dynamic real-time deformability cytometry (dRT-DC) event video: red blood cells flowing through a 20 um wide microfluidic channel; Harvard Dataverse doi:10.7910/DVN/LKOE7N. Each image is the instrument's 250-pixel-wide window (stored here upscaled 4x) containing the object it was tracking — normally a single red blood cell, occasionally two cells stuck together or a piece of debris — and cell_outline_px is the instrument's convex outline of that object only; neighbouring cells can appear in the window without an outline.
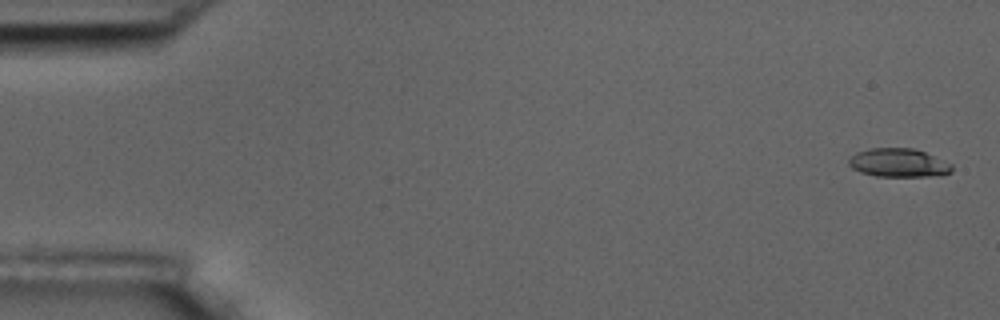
{"species": "common noctule bat (a hibernating species)", "species_latin": "Nyctalus noctula", "temperature_condition": "room temperature", "stored_images_in_passage": 15, "camera_frame_rate_fps": 3000, "um_per_image_px": 0.085, "animal": {"sex": "male", "body_mass_g": 17.5, "forearm_length_mm": 52.3}, "frame": {"image": 1, "passage_image": 1, "time_ms": 0.0, "image_size_px": [1000, 320], "cell_outline_px": [[952, 172], [928, 176], [876, 176], [860, 172], [852, 168], [848, 164], [848, 160], [856, 152], [868, 148], [912, 148], [924, 152], [952, 164]], "centroid_in_image_um": [76.33, 13.83], "position_along_channel_um": 8.7, "area_um2": 16.99}}
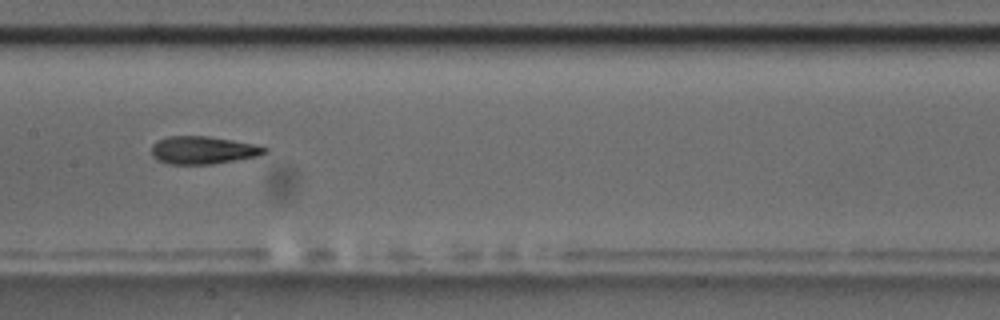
{"frame": {"image": 2, "passage_image": 8, "time_ms": 9.0, "image_size_px": [1000, 320], "cell_outline_px": [[268, 152], [260, 156], [212, 164], [168, 164], [156, 160], [152, 156], [152, 144], [156, 140], [168, 136], [208, 136], [232, 140], [252, 144], [268, 148]], "centroid_in_image_um": [17.23, 12.77], "position_along_channel_um": 190.2, "area_um2": 18.44}}
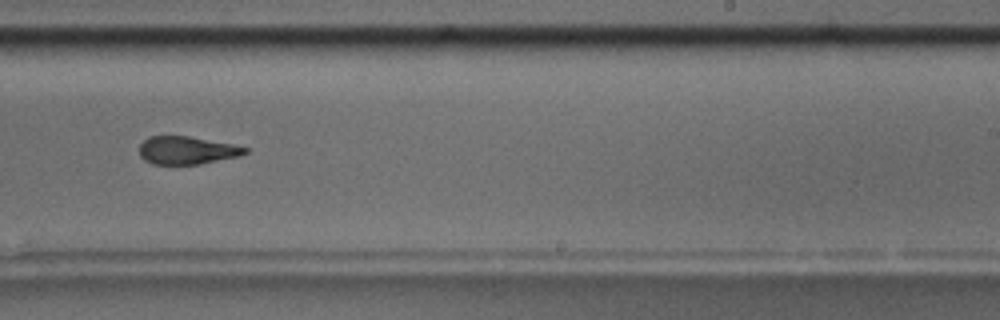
{"frame": {"image": 3, "passage_image": 10, "time_ms": 11.333, "image_size_px": [1000, 320], "cell_outline_px": [[248, 152], [240, 156], [200, 164], [152, 164], [144, 160], [140, 156], [140, 144], [148, 136], [188, 136], [232, 144], [248, 148]], "centroid_in_image_um": [15.88, 12.78], "position_along_channel_um": 273.1, "area_um2": 17.17}, "authors_computed_cell_mechanics": {"area_um2": 18.1492, "velocity_mm_per_s": 3.5656, "shape_relaxation_time_tau1_ms": null, "shape_relaxation_time_tau2_ms": 2.8828, "deformation_change_tau1": null, "deformation_change_tau2": 0.1134}}